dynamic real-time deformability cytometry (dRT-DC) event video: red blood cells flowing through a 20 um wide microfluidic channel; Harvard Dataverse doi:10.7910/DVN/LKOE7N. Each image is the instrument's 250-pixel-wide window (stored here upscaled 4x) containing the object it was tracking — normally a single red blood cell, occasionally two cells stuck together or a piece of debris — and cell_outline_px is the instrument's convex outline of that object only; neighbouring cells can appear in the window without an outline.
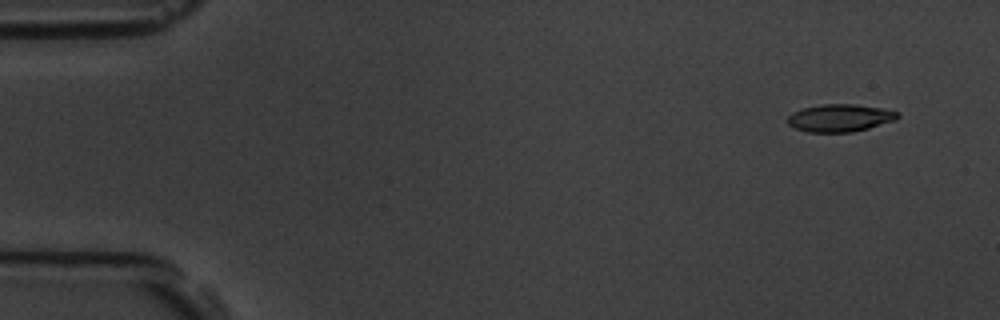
{"species": "common noctule bat (a hibernating species)", "species_latin": "Nyctalus noctula", "temperature_condition": "room temperature", "stored_images_in_passage": 6, "camera_frame_rate_fps": 3000, "um_per_image_px": 0.085, "animal": {"sex": "male", "body_mass_g": 19.5, "forearm_length_mm": 54.6}, "frame": {"image": 1, "passage_image": 1, "time_ms": 0.0, "image_size_px": [1000, 320], "cell_outline_px": [[900, 116], [896, 120], [868, 128], [852, 132], [808, 132], [796, 128], [788, 124], [788, 116], [792, 112], [804, 108], [820, 104], [856, 104], [884, 108], [900, 112]], "centroid_in_image_um": [71.43, 10.01], "position_along_channel_um": 13.6, "area_um2": 17.74}}
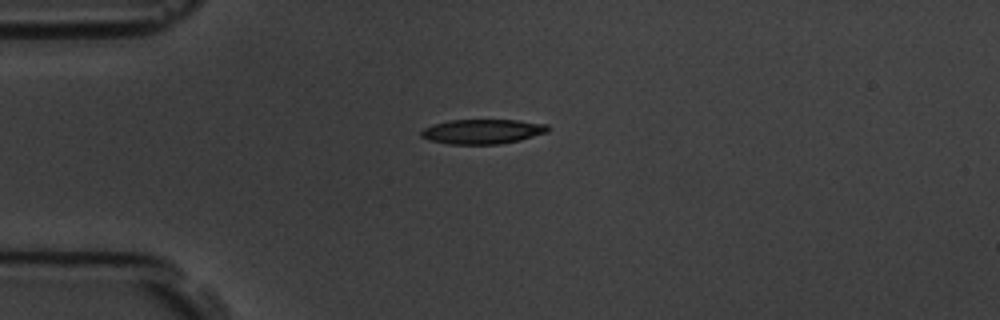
{"frame": {"image": 2, "passage_image": 4, "time_ms": 3.333, "image_size_px": [1000, 320], "cell_outline_px": [[548, 132], [520, 140], [500, 144], [448, 144], [428, 140], [420, 136], [420, 132], [424, 128], [432, 124], [448, 120], [516, 120], [548, 124]], "centroid_in_image_um": [40.98, 11.18], "position_along_channel_um": 44.0, "area_um2": 18.32}}
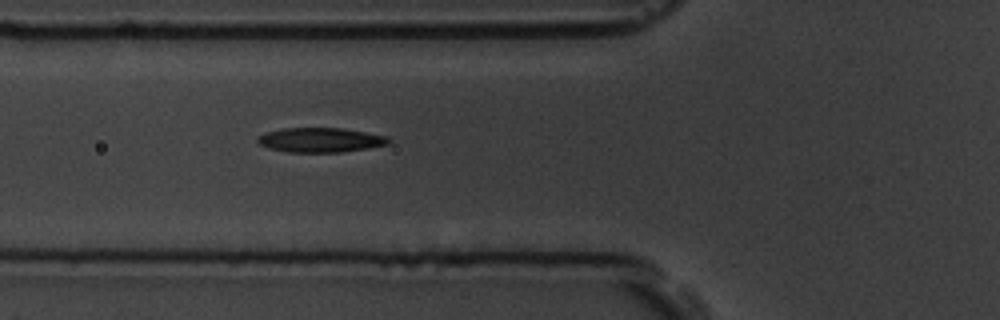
{"frame": {"image": 3, "passage_image": 6, "time_ms": 5.333, "image_size_px": [1000, 320], "cell_outline_px": [[392, 140], [388, 144], [368, 148], [340, 152], [288, 152], [268, 148], [260, 144], [256, 140], [256, 136], [264, 132], [284, 128], [344, 128], [388, 136]], "centroid_in_image_um": [27.22, 11.89], "position_along_channel_um": 98.6, "area_um2": 18.9}}